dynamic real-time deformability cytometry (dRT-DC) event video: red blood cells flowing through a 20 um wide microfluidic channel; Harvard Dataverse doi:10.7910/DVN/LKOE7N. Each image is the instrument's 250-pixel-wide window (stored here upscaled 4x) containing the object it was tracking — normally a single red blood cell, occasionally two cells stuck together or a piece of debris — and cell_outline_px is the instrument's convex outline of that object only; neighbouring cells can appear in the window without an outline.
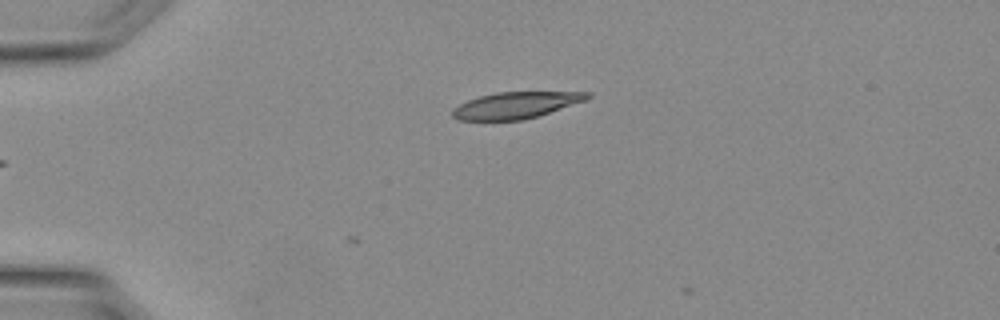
{"species": "Egyptian fruit bat (a non-hibernating species)", "species_latin": "Rousettus aegyptiacus", "temperature_condition": "warm", "stored_images_in_passage": 2, "camera_frame_rate_fps": 3000, "um_per_image_px": 0.085, "animal": {"sex": "female"}, "frame": {"image": 1, "passage_image": 1, "time_ms": 0.0, "image_size_px": [1000, 320], "cell_outline_px": [[592, 96], [588, 100], [524, 120], [460, 120], [452, 116], [452, 112], [460, 104], [468, 100], [480, 96], [496, 92], [592, 92]], "centroid_in_image_um": [43.9, 8.94], "position_along_channel_um": 41.1, "area_um2": 20.69}}